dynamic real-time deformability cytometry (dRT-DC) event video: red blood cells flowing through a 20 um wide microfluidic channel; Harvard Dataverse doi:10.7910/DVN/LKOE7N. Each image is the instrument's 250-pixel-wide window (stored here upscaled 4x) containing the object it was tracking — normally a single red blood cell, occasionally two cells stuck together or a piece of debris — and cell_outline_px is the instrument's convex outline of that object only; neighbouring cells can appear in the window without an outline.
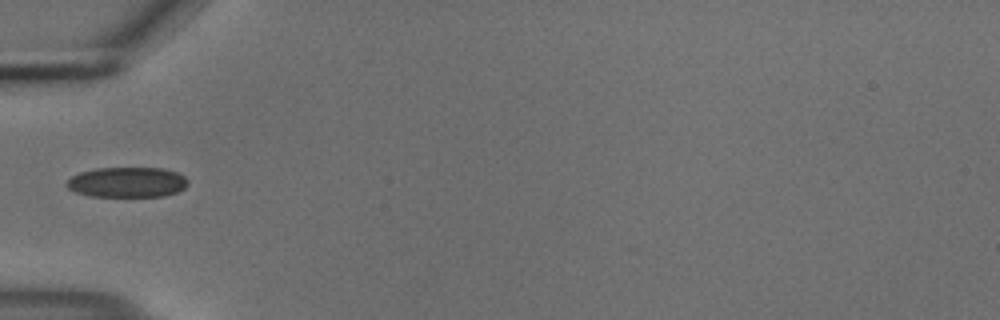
{"species": "common noctule bat (a hibernating species)", "species_latin": "Nyctalus noctula", "temperature_condition": "cold", "stored_images_in_passage": 35, "camera_frame_rate_fps": 3000, "um_per_image_px": 0.085, "animal": {"sex": "male", "body_mass_g": 18.8}, "frame": {"image": 1, "passage_image": 1, "time_ms": 0.0, "image_size_px": [1000, 320], "cell_outline_px": [[188, 184], [184, 188], [176, 192], [164, 196], [88, 196], [76, 192], [68, 188], [64, 184], [72, 176], [80, 172], [96, 168], [164, 168], [176, 172], [184, 176], [188, 180]], "centroid_in_image_um": [10.8, 15.48], "position_along_channel_um": 74.2, "area_um2": 21.39}}
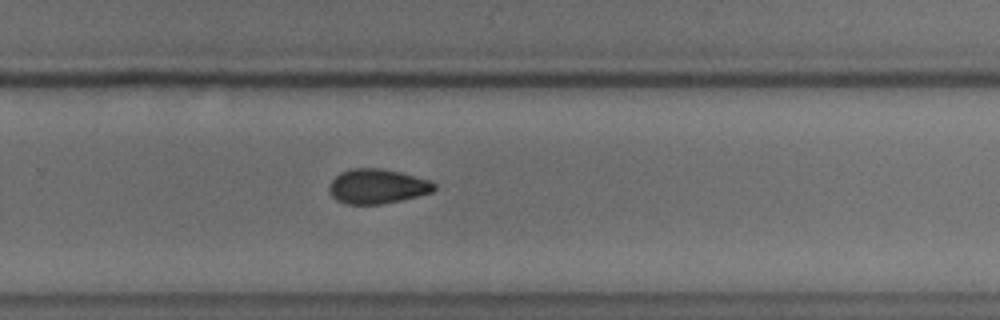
{"frame": {"image": 2, "passage_image": 19, "time_ms": 6.0, "image_size_px": [1000, 320], "cell_outline_px": [[436, 188], [432, 192], [400, 200], [380, 204], [344, 204], [336, 200], [332, 196], [328, 188], [328, 184], [340, 172], [352, 168], [380, 168], [400, 172], [432, 180], [436, 184]], "centroid_in_image_um": [32.06, 15.83], "position_along_channel_um": 297.7, "area_um2": 21.33}}
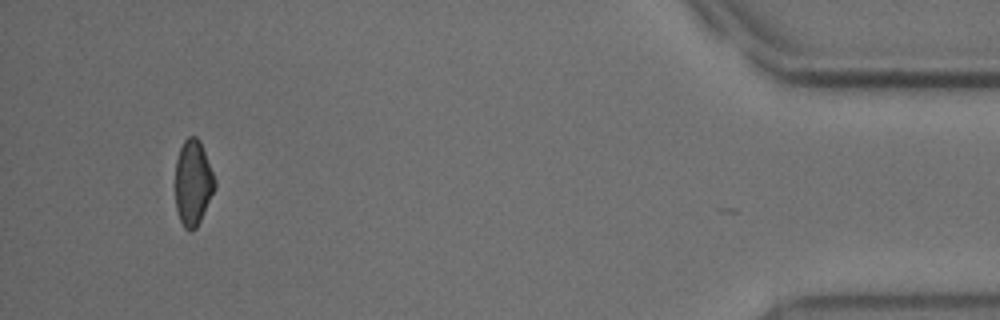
{"frame": {"image": 3, "passage_image": 34, "time_ms": 11.0, "image_size_px": [1000, 320], "cell_outline_px": [[216, 188], [196, 228], [192, 232], [188, 232], [184, 228], [180, 220], [176, 208], [176, 160], [180, 148], [184, 140], [188, 136], [196, 136], [200, 140], [216, 180]], "centroid_in_image_um": [16.41, 15.54], "position_along_channel_um": 418.8, "area_um2": 19.77}, "authors_computed_cell_mechanics": {"area_um2": 21.3282, "velocity_mm_per_s": 3.7108, "shape_relaxation_time_tau1_ms": 10.91, "shape_relaxation_time_tau2_ms": 3.0537, "deformation_change_tau1": 0.1467, "deformation_change_tau2": 0.0745}}